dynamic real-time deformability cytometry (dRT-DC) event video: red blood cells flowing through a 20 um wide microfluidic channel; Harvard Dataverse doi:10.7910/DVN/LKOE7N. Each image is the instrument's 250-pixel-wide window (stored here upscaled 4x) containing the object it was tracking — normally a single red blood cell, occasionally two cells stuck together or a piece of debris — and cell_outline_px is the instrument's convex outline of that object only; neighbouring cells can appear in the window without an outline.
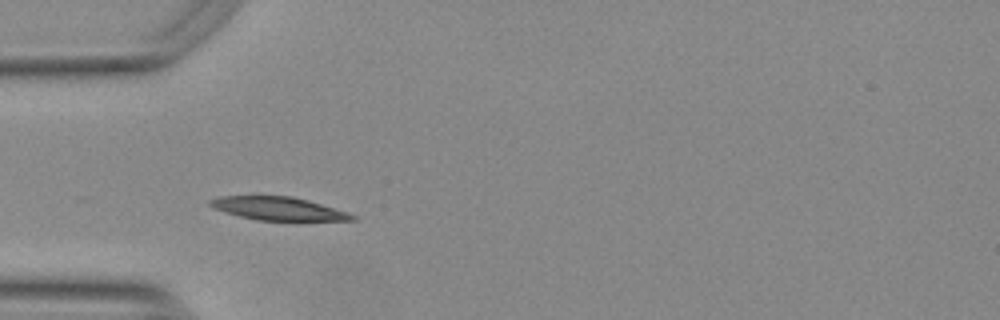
{"species": "Egyptian fruit bat (a non-hibernating species)", "species_latin": "Rousettus aegyptiacus", "temperature_condition": "warm", "stored_images_in_passage": 7, "camera_frame_rate_fps": 3000, "um_per_image_px": 0.085, "animal": {"sex": "female"}, "frame": {"image": 1, "passage_image": 1, "time_ms": 0.0, "image_size_px": [1000, 320], "cell_outline_px": [[356, 220], [256, 220], [224, 212], [212, 208], [208, 204], [208, 200], [216, 196], [292, 196], [348, 212], [356, 216]], "centroid_in_image_um": [23.57, 17.72], "position_along_channel_um": 61.4, "area_um2": 19.07}}
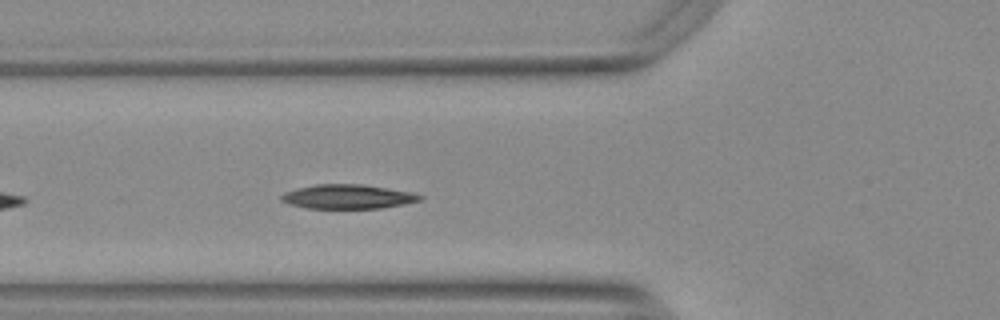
{"frame": {"image": 2, "passage_image": 4, "time_ms": 1.0, "image_size_px": [1000, 320], "cell_outline_px": [[424, 200], [404, 204], [380, 208], [308, 208], [288, 204], [280, 200], [280, 196], [284, 192], [316, 184], [360, 184], [416, 192], [424, 196]], "centroid_in_image_um": [29.62, 16.71], "position_along_channel_um": 96.2, "area_um2": 19.71}}